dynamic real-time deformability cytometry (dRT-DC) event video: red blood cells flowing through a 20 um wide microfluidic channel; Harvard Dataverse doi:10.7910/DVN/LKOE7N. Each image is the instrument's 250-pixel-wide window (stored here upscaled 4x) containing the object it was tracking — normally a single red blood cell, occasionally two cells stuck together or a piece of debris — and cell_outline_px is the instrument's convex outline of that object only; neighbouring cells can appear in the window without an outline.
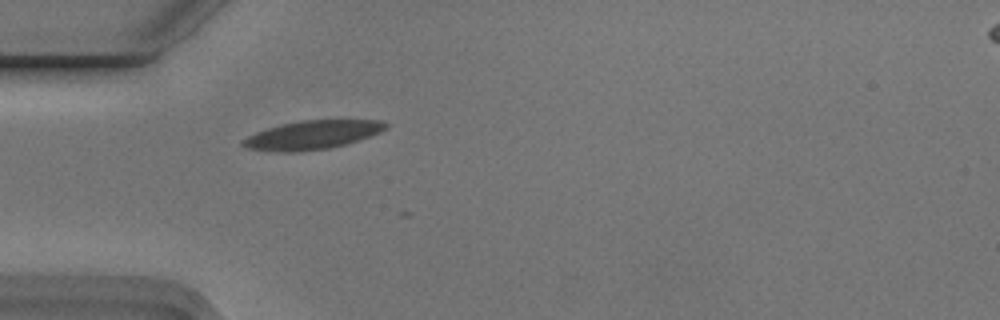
{"species": "Egyptian fruit bat (a non-hibernating species)", "species_latin": "Rousettus aegyptiacus", "temperature_condition": "cold", "stored_images_in_passage": 1, "camera_frame_rate_fps": 3000, "um_per_image_px": 0.085, "animal": {"sex": "male"}, "frame": {"image": 1, "passage_image": 1, "time_ms": 0.0, "image_size_px": [1000, 320], "cell_outline_px": [[388, 128], [380, 132], [344, 144], [328, 148], [292, 152], [284, 152], [244, 148], [240, 144], [240, 140], [256, 132], [268, 128], [300, 120], [384, 120], [388, 124]], "centroid_in_image_um": [26.52, 11.46], "position_along_channel_um": 58.5, "area_um2": 23.64}}